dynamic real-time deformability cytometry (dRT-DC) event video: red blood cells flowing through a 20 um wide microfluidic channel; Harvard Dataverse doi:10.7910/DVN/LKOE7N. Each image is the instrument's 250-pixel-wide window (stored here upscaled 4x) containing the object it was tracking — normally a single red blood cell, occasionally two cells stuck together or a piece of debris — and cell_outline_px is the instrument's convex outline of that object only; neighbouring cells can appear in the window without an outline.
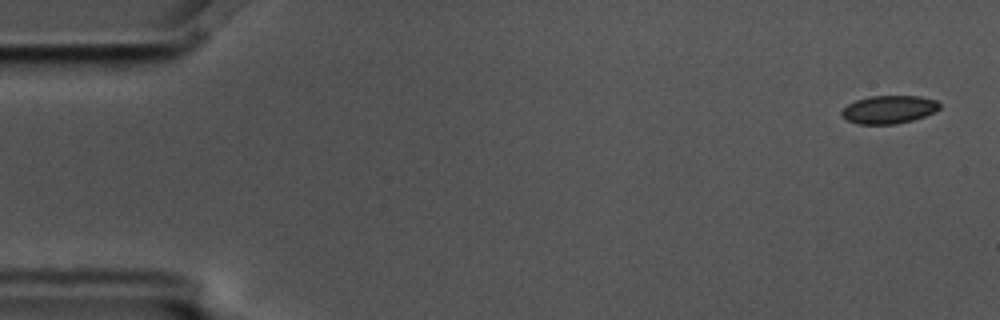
{"species": "common noctule bat (a hibernating species)", "species_latin": "Nyctalus noctula", "temperature_condition": "cold", "stored_images_in_passage": 5, "camera_frame_rate_fps": 3000, "um_per_image_px": 0.085, "animal": {"sex": "male", "body_mass_g": 17.5, "forearm_length_mm": 52.3}, "frame": {"image": 1, "passage_image": 1, "time_ms": 0.0, "image_size_px": [1000, 320], "cell_outline_px": [[940, 108], [936, 112], [912, 120], [896, 124], [860, 124], [848, 120], [840, 116], [840, 112], [848, 104], [856, 100], [872, 96], [920, 96], [936, 100], [940, 104]], "centroid_in_image_um": [75.56, 9.31], "position_along_channel_um": 9.4, "area_um2": 16.01}}
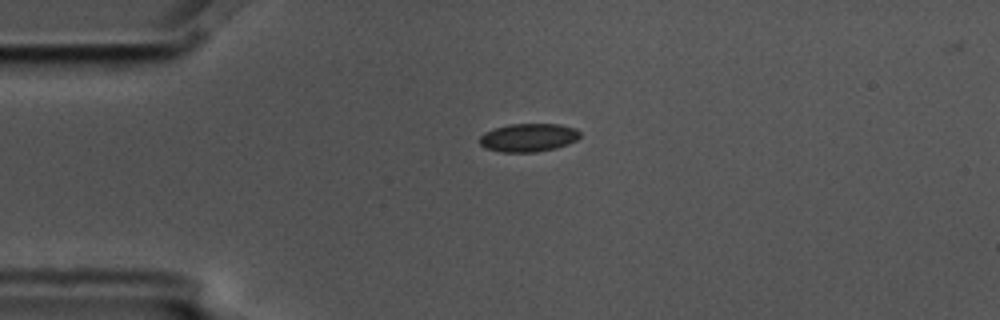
{"frame": {"image": 2, "passage_image": 4, "time_ms": 1.0, "image_size_px": [1000, 320], "cell_outline_px": [[580, 136], [576, 140], [568, 144], [556, 148], [536, 152], [500, 152], [484, 148], [480, 144], [480, 136], [484, 132], [508, 124], [560, 124], [576, 128], [580, 132]], "centroid_in_image_um": [44.92, 11.69], "position_along_channel_um": 40.1, "area_um2": 16.65}}